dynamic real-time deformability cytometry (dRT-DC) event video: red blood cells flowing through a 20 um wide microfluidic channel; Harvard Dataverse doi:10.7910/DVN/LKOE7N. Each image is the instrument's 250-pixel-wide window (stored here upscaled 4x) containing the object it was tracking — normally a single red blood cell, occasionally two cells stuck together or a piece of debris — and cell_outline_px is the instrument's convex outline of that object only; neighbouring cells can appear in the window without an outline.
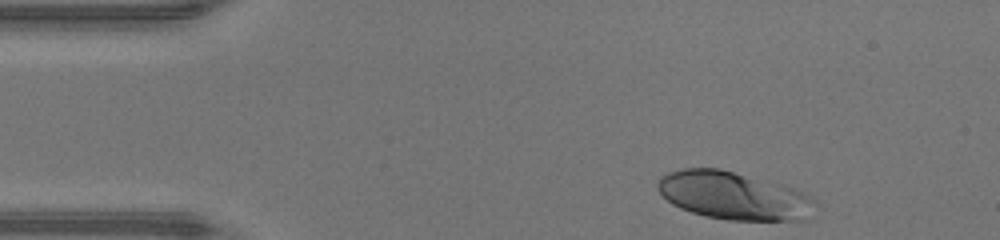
{"species": "human", "species_latin": "Homo sapiens", "temperature_condition": "warm", "stored_images_in_passage": 33, "camera_frame_rate_fps": 3000, "um_per_image_px": 0.085, "donor": {"sex": "male"}, "frame": {"image": 1, "passage_image": 1, "time_ms": 0.0, "image_size_px": [1000, 240], "cell_outline_px": [[816, 204], [804, 220], [732, 220], [708, 216], [692, 212], [680, 208], [672, 204], [656, 188], [656, 184], [660, 176], [668, 172], [684, 168], [720, 168], [792, 188], [804, 192], [812, 196], [816, 200]], "centroid_in_image_um": [62.33, 16.62], "position_along_channel_um": 22.7, "area_um2": 43.52}}
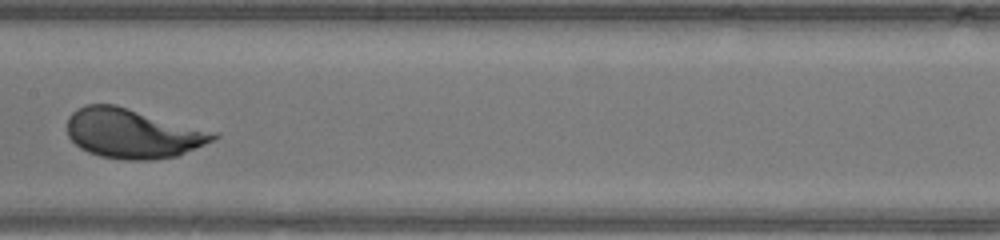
{"frame": {"image": 2, "passage_image": 18, "time_ms": 5.667, "image_size_px": [1000, 240], "cell_outline_px": [[220, 136], [204, 144], [176, 156], [152, 160], [124, 160], [100, 156], [88, 152], [80, 148], [68, 136], [68, 116], [76, 108], [84, 104], [116, 104], [220, 132]], "centroid_in_image_um": [11.29, 11.32], "position_along_channel_um": 196.1, "area_um2": 42.71}}
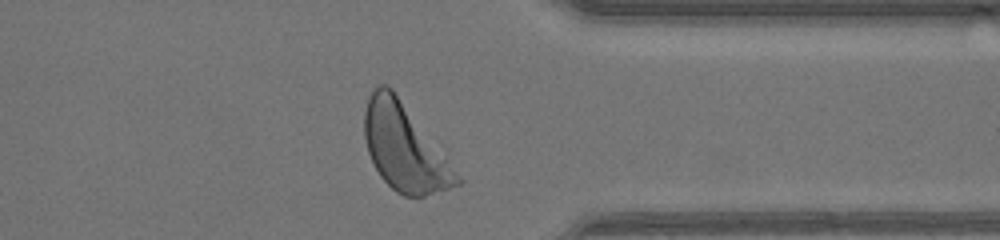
{"frame": {"image": 3, "passage_image": 31, "time_ms": 10.0, "image_size_px": [1000, 240], "cell_outline_px": [[464, 180], [460, 184], [424, 196], [404, 196], [396, 192], [380, 176], [368, 152], [364, 136], [364, 112], [368, 96], [380, 84], [384, 84], [392, 88]], "centroid_in_image_um": [34.37, 12.55], "position_along_channel_um": 377.0, "area_um2": 45.95}, "authors_computed_cell_mechanics": {"area_um2": 42.194, "velocity_mm_per_s": 4.3699, "shape_relaxation_time_tau1_ms": 1.7889, "shape_relaxation_time_tau2_ms": null, "deformation_change_tau1": 0.161, "deformation_change_tau2": null}}